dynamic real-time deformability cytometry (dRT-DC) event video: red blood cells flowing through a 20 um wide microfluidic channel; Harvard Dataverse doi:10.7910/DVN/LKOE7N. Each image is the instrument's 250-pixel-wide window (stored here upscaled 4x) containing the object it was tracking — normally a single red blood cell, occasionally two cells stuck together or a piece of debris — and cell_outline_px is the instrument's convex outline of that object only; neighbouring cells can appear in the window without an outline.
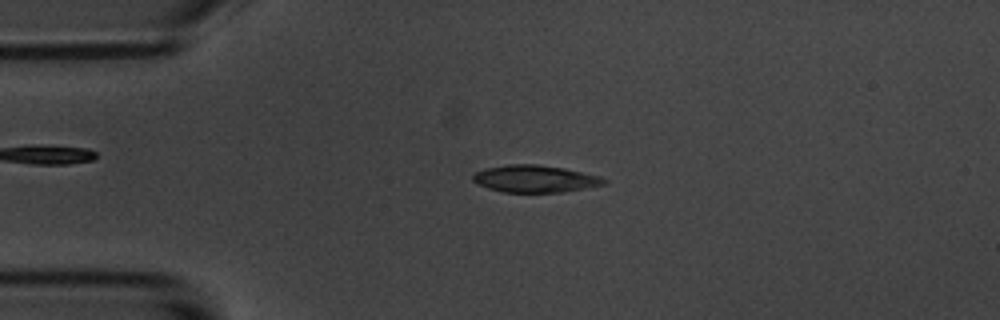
{"species": "common noctule bat (a hibernating species)", "species_latin": "Nyctalus noctula", "temperature_condition": "room temperature", "stored_images_in_passage": 55, "camera_frame_rate_fps": 3000, "um_per_image_px": 0.085, "animal": {"sex": "male", "body_mass_g": 20.1, "forearm_length_mm": 53.5}, "frame": {"image": 1, "passage_image": 12, "time_ms": 3.667, "image_size_px": [1000, 320], "cell_outline_px": [[608, 180], [604, 184], [564, 192], [504, 192], [488, 188], [476, 184], [472, 180], [472, 176], [476, 172], [488, 168], [508, 164], [536, 164], [564, 168], [600, 176]], "centroid_in_image_um": [45.46, 15.2], "position_along_channel_um": 39.5, "area_um2": 20.63}}
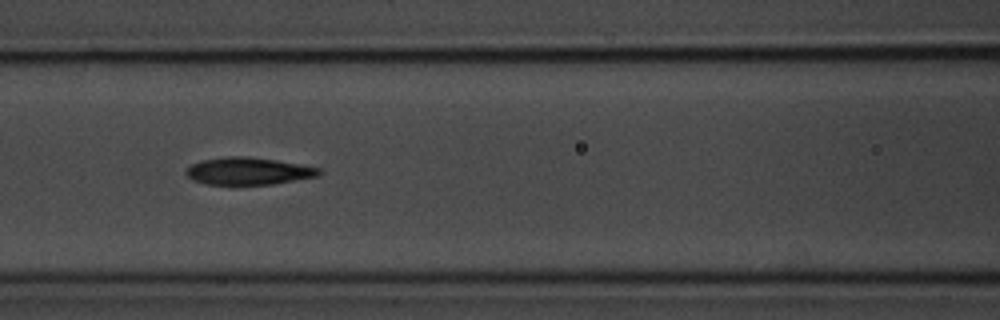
{"frame": {"image": 2, "passage_image": 23, "time_ms": 7.333, "image_size_px": [1000, 320], "cell_outline_px": [[324, 172], [320, 176], [272, 184], [232, 188], [204, 184], [192, 180], [184, 172], [192, 164], [200, 160], [228, 156], [248, 156], [276, 160], [300, 164], [320, 168]], "centroid_in_image_um": [21.08, 14.59], "position_along_channel_um": 145.5, "area_um2": 22.25}}
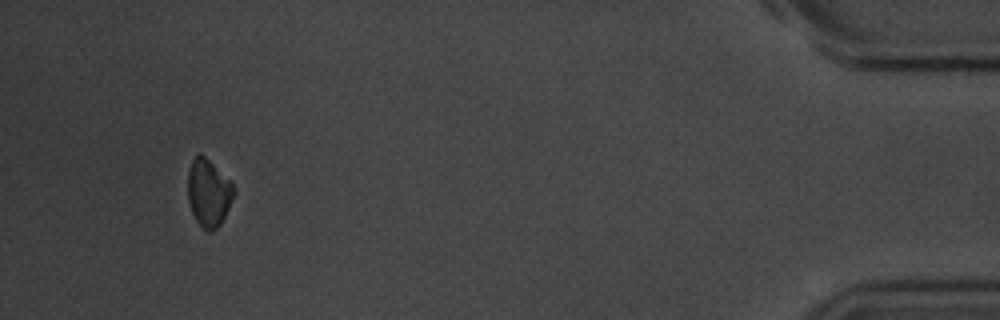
{"frame": {"image": 3, "passage_image": 52, "time_ms": 17.0, "image_size_px": [1000, 320], "cell_outline_px": [[236, 192], [220, 224], [212, 232], [204, 232], [196, 220], [192, 212], [188, 200], [188, 172], [192, 160], [196, 152], [200, 152], [236, 188]], "centroid_in_image_um": [17.71, 16.41], "position_along_channel_um": 417.5, "area_um2": 17.98}, "authors_computed_cell_mechanics": {"area_um2": 20.7502, "velocity_mm_per_s": 3.5603, "shape_relaxation_time_tau1_ms": 3.3302, "shape_relaxation_time_tau2_ms": null, "deformation_change_tau1": 0.1027, "deformation_change_tau2": null}}